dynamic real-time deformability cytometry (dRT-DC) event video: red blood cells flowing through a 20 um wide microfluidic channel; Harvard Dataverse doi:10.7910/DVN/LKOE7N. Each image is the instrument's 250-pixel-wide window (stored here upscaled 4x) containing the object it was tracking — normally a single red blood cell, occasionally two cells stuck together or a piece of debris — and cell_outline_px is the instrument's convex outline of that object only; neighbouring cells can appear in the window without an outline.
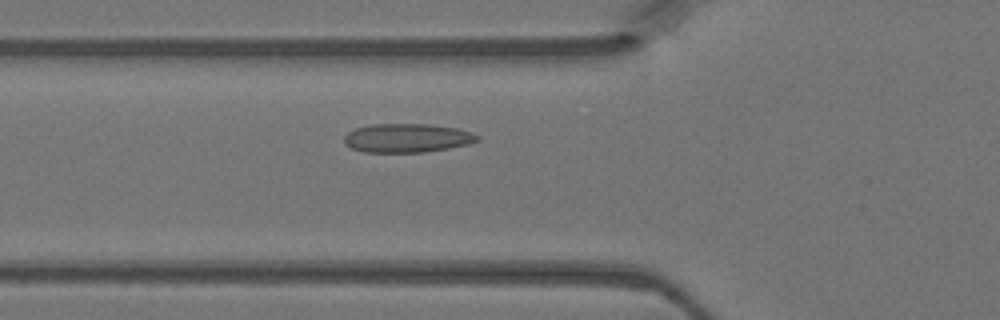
{"species": "Egyptian fruit bat (a non-hibernating species)", "species_latin": "Rousettus aegyptiacus", "temperature_condition": "warm", "stored_images_in_passage": 16, "camera_frame_rate_fps": 3000, "um_per_image_px": 0.085, "animal": {"sex": "female"}, "frame": {"image": 1, "passage_image": 4, "time_ms": 1.0, "image_size_px": [1000, 320], "cell_outline_px": [[480, 140], [468, 144], [448, 148], [424, 152], [364, 152], [352, 148], [344, 144], [344, 136], [348, 132], [356, 128], [372, 124], [428, 124], [456, 128], [480, 136]], "centroid_in_image_um": [34.58, 11.73], "position_along_channel_um": 91.2, "area_um2": 22.25}}
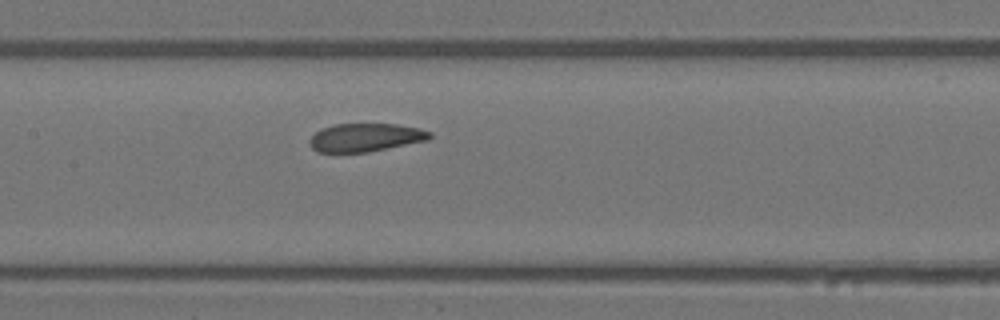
{"frame": {"image": 2, "passage_image": 10, "time_ms": 3.0, "image_size_px": [1000, 320], "cell_outline_px": [[432, 136], [428, 140], [368, 152], [320, 152], [312, 148], [308, 144], [308, 140], [320, 128], [336, 124], [396, 124], [420, 128], [432, 132]], "centroid_in_image_um": [31.06, 11.68], "position_along_channel_um": 176.3, "area_um2": 19.83}}
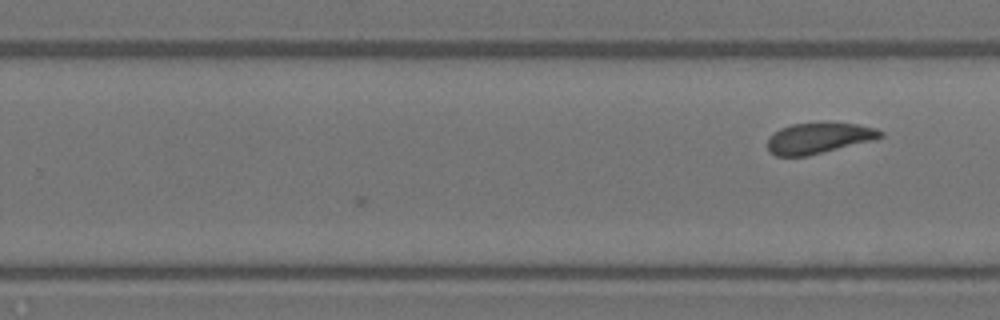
{"frame": {"image": 3, "passage_image": 16, "time_ms": 5.0, "image_size_px": [1000, 320], "cell_outline_px": [[884, 136], [872, 140], [808, 156], [776, 156], [768, 148], [768, 136], [772, 132], [780, 128], [792, 124], [860, 124], [876, 128], [884, 132]], "centroid_in_image_um": [69.58, 11.75], "position_along_channel_um": 260.2, "area_um2": 19.94}}